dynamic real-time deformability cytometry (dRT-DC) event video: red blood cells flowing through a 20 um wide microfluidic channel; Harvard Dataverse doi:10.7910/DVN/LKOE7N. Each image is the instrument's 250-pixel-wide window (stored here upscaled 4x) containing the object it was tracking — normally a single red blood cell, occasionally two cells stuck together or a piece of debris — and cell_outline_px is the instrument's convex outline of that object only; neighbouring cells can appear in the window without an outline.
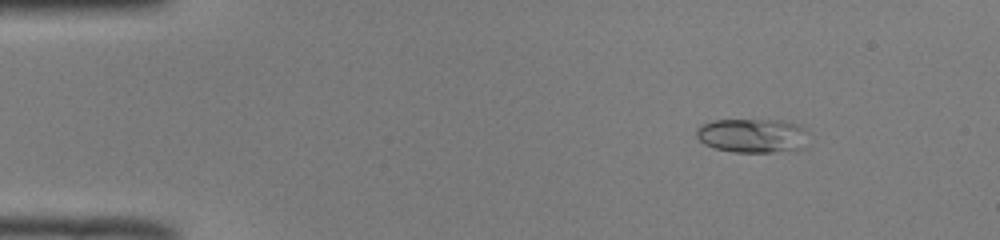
{"species": "common noctule bat (a hibernating species)", "species_latin": "Nyctalus noctula", "temperature_condition": "room temperature", "stored_images_in_passage": 41, "camera_frame_rate_fps": 3000, "um_per_image_px": 0.085, "animal": {"sex": "male", "body_mass_g": 19.0, "forearm_length_mm": 50.8}, "frame": {"image": 1, "passage_image": 1, "time_ms": 0.0, "image_size_px": [1000, 240], "cell_outline_px": [[808, 132], [800, 148], [772, 152], [732, 152], [716, 148], [704, 144], [696, 136], [696, 128], [700, 124], [716, 120], [784, 120], [796, 124], [804, 128]], "centroid_in_image_um": [63.9, 11.51], "position_along_channel_um": 21.1, "area_um2": 22.14}}
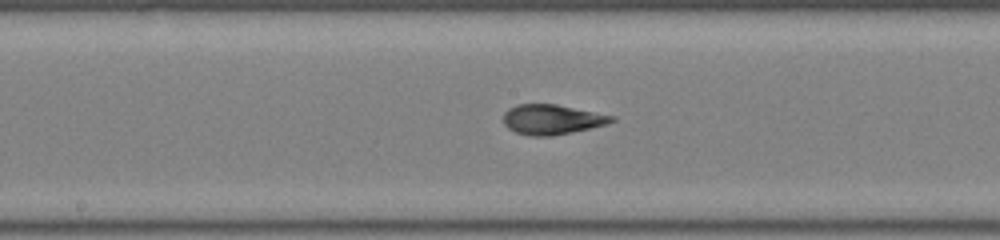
{"frame": {"image": 2, "passage_image": 21, "time_ms": 6.667, "image_size_px": [1000, 240], "cell_outline_px": [[616, 120], [604, 124], [588, 128], [552, 136], [528, 136], [516, 132], [508, 128], [504, 124], [504, 112], [508, 108], [516, 104], [556, 104], [616, 116]], "centroid_in_image_um": [46.88, 10.14], "position_along_channel_um": 201.3, "area_um2": 18.79}}
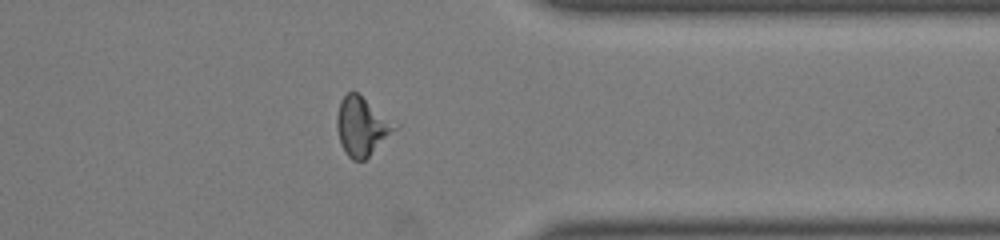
{"frame": {"image": 3, "passage_image": 35, "time_ms": 11.333, "image_size_px": [1000, 240], "cell_outline_px": [[400, 124], [364, 160], [352, 160], [348, 156], [340, 144], [336, 128], [336, 116], [340, 100], [348, 92], [356, 92]], "centroid_in_image_um": [30.74, 10.72], "position_along_channel_um": 380.7, "area_um2": 19.65}}